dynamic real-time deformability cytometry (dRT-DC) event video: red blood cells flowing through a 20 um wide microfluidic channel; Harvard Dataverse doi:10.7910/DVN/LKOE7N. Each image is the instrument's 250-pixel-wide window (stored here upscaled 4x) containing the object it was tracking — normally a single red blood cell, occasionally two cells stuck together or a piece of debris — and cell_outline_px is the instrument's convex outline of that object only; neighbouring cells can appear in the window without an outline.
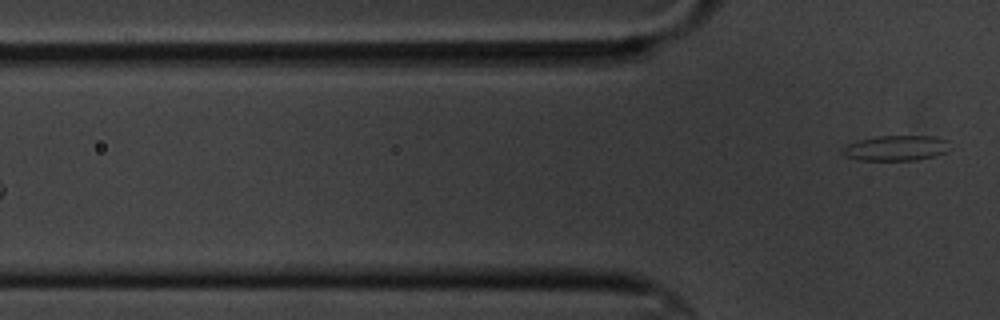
{"species": "common noctule bat (a hibernating species)", "species_latin": "Nyctalus noctula", "temperature_condition": "cold", "stored_images_in_passage": 6, "camera_frame_rate_fps": 3000, "um_per_image_px": 0.085, "animal": {"sex": "male", "body_mass_g": 20.1, "forearm_length_mm": 53.5}, "frame": {"image": 1, "passage_image": 6, "time_ms": 6.667, "image_size_px": [1000, 320], "cell_outline_px": [[948, 140], [944, 152], [932, 156], [916, 160], [860, 160], [844, 156], [840, 152], [840, 148], [844, 144], [856, 140], [880, 136], [932, 136]], "centroid_in_image_um": [76.02, 12.58], "position_along_channel_um": 49.8, "area_um2": 15.78}}